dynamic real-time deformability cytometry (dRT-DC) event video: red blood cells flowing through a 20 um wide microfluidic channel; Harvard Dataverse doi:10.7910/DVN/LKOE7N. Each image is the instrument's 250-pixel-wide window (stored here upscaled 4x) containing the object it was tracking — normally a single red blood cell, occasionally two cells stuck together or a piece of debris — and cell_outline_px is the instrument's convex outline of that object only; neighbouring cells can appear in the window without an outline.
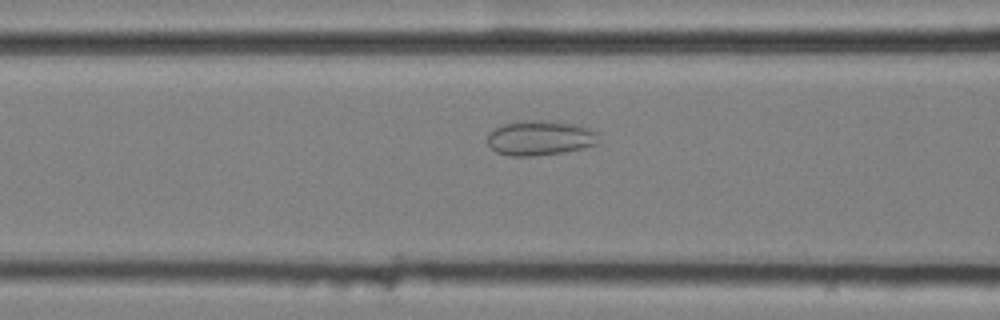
{"species": "common noctule bat (a hibernating species)", "species_latin": "Nyctalus noctula", "temperature_condition": "cold", "stored_images_in_passage": 40, "camera_frame_rate_fps": 3000, "um_per_image_px": 0.085, "animal": {"sex": "female", "body_mass_g": 25.1}, "frame": {"image": 1, "passage_image": 6, "time_ms": 1.667, "image_size_px": [1000, 320], "cell_outline_px": [[600, 144], [584, 148], [564, 152], [536, 156], [512, 156], [496, 152], [488, 144], [488, 136], [496, 128], [504, 124], [528, 120], [544, 120], [576, 124], [600, 132]], "centroid_in_image_um": [46.0, 11.73], "position_along_channel_um": 120.6, "area_um2": 22.77}}
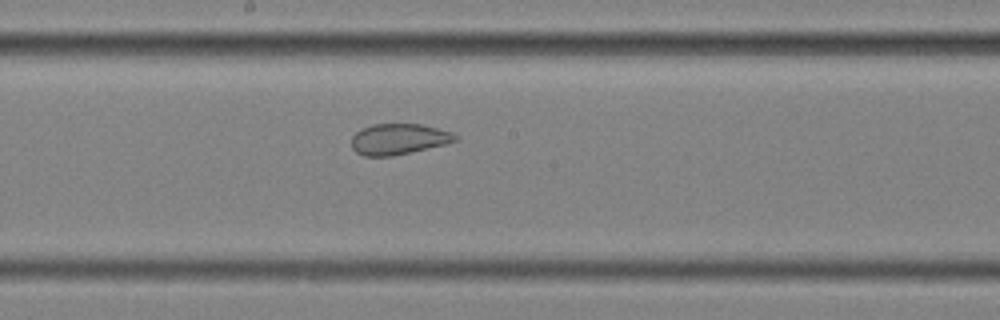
{"frame": {"image": 2, "passage_image": 14, "time_ms": 4.333, "image_size_px": [1000, 320], "cell_outline_px": [[456, 140], [444, 144], [392, 156], [364, 156], [356, 152], [352, 148], [352, 136], [360, 128], [372, 124], [420, 124], [452, 132], [456, 136]], "centroid_in_image_um": [33.82, 11.82], "position_along_channel_um": 214.4, "area_um2": 18.44}}
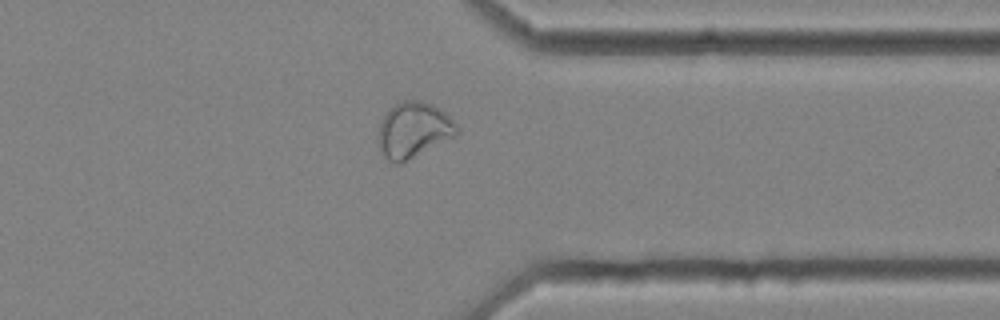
{"frame": {"image": 3, "passage_image": 28, "time_ms": 9.0, "image_size_px": [1000, 320], "cell_outline_px": [[460, 132], [456, 136], [400, 164], [396, 164], [388, 160], [380, 152], [376, 140], [376, 136], [380, 124], [384, 116], [396, 104], [404, 100], [420, 100], [432, 104], [440, 108], [456, 124]], "centroid_in_image_um": [35.13, 11.07], "position_along_channel_um": 376.3, "area_um2": 25.61}, "authors_computed_cell_mechanics": {"area_um2": 22.6287, "velocity_mm_per_s": 3.5138, "shape_relaxation_time_tau1_ms": null, "shape_relaxation_time_tau2_ms": 1.4331, "deformation_change_tau1": null, "deformation_change_tau2": 0.0753}}